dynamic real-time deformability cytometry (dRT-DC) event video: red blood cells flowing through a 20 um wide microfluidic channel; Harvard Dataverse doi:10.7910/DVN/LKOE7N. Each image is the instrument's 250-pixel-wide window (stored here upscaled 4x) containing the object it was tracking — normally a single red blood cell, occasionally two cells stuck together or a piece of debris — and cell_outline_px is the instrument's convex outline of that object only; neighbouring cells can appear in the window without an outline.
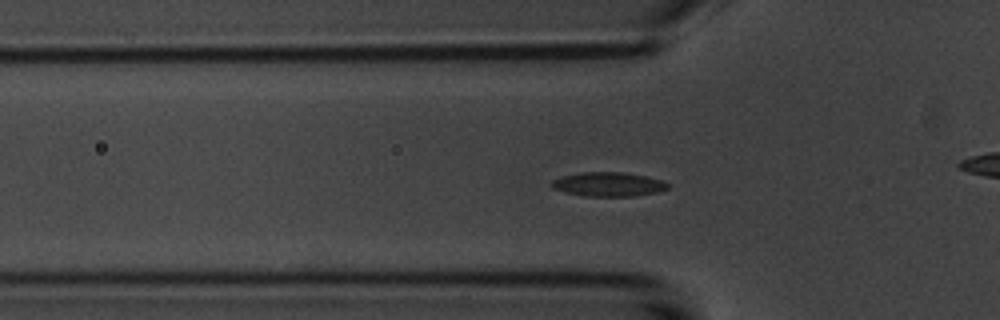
{"species": "common noctule bat (a hibernating species)", "species_latin": "Nyctalus noctula", "temperature_condition": "room temperature", "stored_images_in_passage": 20, "camera_frame_rate_fps": 3000, "um_per_image_px": 0.085, "animal": {"sex": "male", "body_mass_g": 20.1, "forearm_length_mm": 53.5}, "frame": {"image": 1, "passage_image": 17, "time_ms": 5.333, "image_size_px": [1000, 320], "cell_outline_px": [[668, 188], [656, 192], [636, 196], [584, 196], [564, 192], [552, 188], [548, 184], [552, 180], [560, 176], [580, 172], [620, 172], [644, 176], [660, 180], [668, 184]], "centroid_in_image_um": [51.61, 15.66], "position_along_channel_um": 74.2, "area_um2": 16.36}}